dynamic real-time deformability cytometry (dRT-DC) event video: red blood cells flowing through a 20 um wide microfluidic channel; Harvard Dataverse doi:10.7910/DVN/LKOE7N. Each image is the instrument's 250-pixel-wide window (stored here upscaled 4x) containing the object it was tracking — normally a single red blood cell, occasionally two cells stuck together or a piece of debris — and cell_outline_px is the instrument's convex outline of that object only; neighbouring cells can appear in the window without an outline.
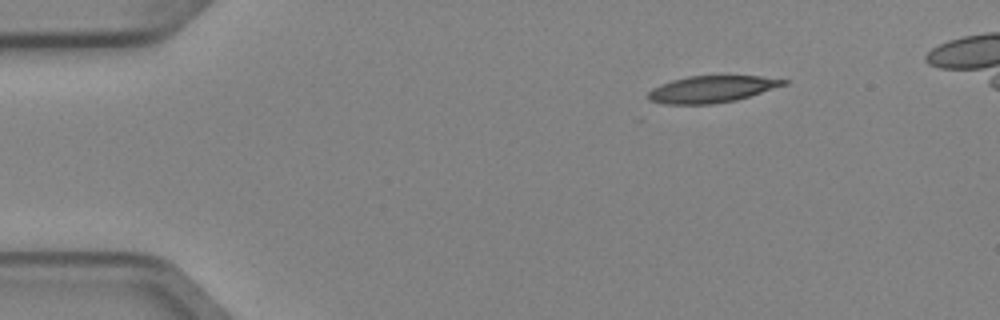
{"species": "Egyptian fruit bat (a non-hibernating species)", "species_latin": "Rousettus aegyptiacus", "temperature_condition": "cold", "stored_images_in_passage": 4, "camera_frame_rate_fps": 3000, "um_per_image_px": 0.085, "animal": {"sex": "female"}, "frame": {"image": 1, "passage_image": 1, "time_ms": 0.0, "image_size_px": [1000, 320], "cell_outline_px": [[788, 84], [736, 100], [712, 104], [664, 104], [648, 100], [648, 92], [652, 88], [660, 84], [672, 80], [688, 76], [760, 76], [788, 80]], "centroid_in_image_um": [60.48, 7.58], "position_along_channel_um": 24.5, "area_um2": 21.1}}